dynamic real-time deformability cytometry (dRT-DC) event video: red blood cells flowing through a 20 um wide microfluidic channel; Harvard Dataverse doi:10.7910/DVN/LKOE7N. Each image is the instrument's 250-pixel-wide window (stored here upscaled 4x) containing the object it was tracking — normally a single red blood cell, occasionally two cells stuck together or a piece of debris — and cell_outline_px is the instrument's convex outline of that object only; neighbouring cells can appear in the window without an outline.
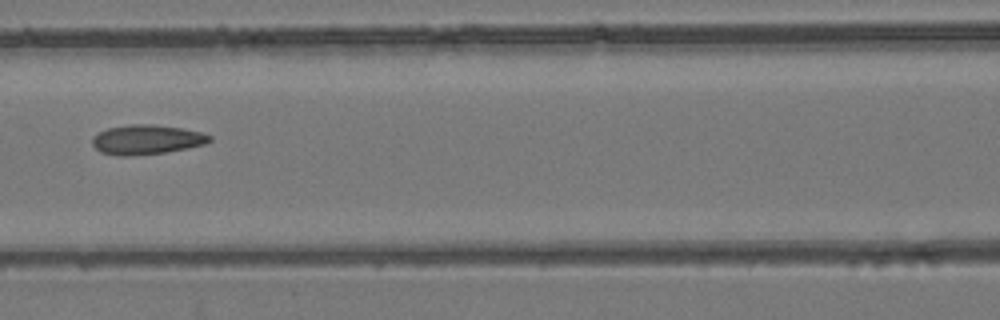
{"species": "common noctule bat (a hibernating species)", "species_latin": "Nyctalus noctula", "temperature_condition": "room temperature", "stored_images_in_passage": 3, "camera_frame_rate_fps": 3000, "um_per_image_px": 0.085, "animal": {"sex": "female", "body_mass_g": 24.6, "forearm_length_mm": 56.2}, "frame": {"image": 1, "passage_image": 3, "time_ms": 2.0, "image_size_px": [1000, 320], "cell_outline_px": [[212, 140], [204, 144], [188, 148], [164, 152], [128, 156], [116, 156], [100, 152], [92, 144], [92, 136], [108, 128], [132, 124], [152, 124], [180, 128], [200, 132], [212, 136]], "centroid_in_image_um": [12.44, 11.87], "position_along_channel_um": 154.2, "area_um2": 20.11}}